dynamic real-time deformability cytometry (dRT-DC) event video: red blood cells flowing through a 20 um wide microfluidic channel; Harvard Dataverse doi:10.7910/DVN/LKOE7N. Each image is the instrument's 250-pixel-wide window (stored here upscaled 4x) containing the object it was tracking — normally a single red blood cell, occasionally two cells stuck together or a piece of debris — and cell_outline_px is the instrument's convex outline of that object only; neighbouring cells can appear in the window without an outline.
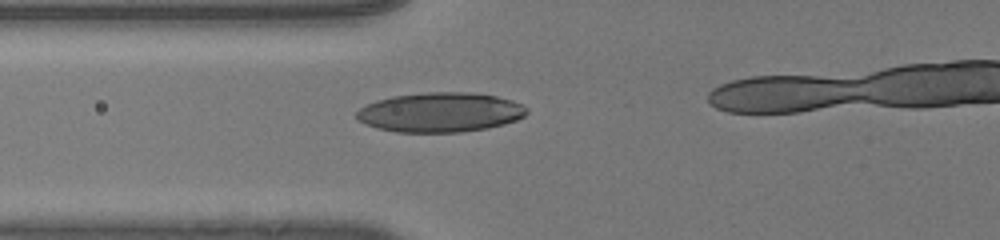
{"species": "human", "species_latin": "Homo sapiens", "temperature_condition": "room temperature", "stored_images_in_passage": 41, "camera_frame_rate_fps": 3000, "um_per_image_px": 0.085, "donor": {"sex": "male"}, "frame": {"image": 1, "passage_image": 16, "time_ms": 5.0, "image_size_px": [1000, 240], "cell_outline_px": [[528, 112], [524, 116], [516, 120], [504, 124], [488, 128], [460, 132], [396, 132], [376, 128], [364, 124], [356, 120], [352, 116], [360, 108], [376, 100], [392, 96], [428, 92], [472, 92], [496, 96], [512, 100], [528, 108]], "centroid_in_image_um": [37.38, 9.55], "position_along_channel_um": 88.4, "area_um2": 39.59}}
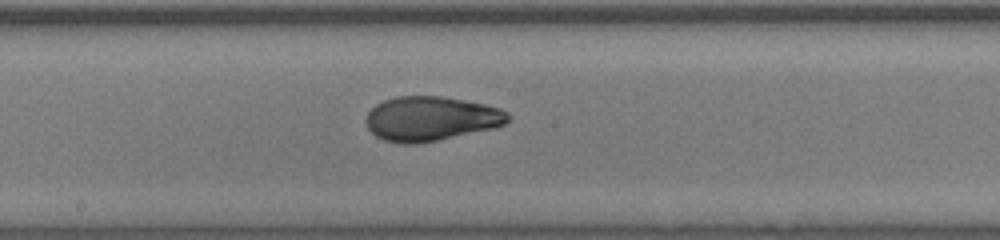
{"frame": {"image": 2, "passage_image": 25, "time_ms": 8.0, "image_size_px": [1000, 240], "cell_outline_px": [[508, 120], [504, 124], [496, 128], [420, 144], [400, 144], [384, 140], [376, 136], [368, 128], [364, 120], [368, 112], [376, 104], [384, 100], [396, 96], [444, 96], [484, 104], [500, 108], [508, 112]], "centroid_in_image_um": [36.61, 10.09], "position_along_channel_um": 211.6, "area_um2": 37.11}}
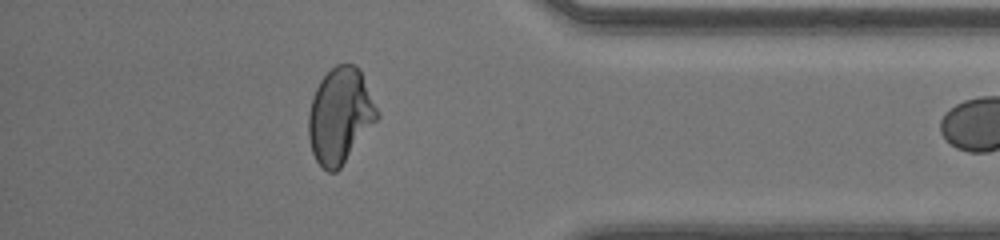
{"frame": {"image": 3, "passage_image": 40, "time_ms": 13.0, "image_size_px": [1000, 240], "cell_outline_px": [[380, 116], [340, 168], [336, 172], [328, 172], [316, 160], [312, 152], [308, 136], [308, 112], [312, 96], [320, 80], [336, 64], [356, 64], [360, 68], [380, 112]], "centroid_in_image_um": [28.91, 9.81], "position_along_channel_um": 406.3, "area_um2": 38.38}}